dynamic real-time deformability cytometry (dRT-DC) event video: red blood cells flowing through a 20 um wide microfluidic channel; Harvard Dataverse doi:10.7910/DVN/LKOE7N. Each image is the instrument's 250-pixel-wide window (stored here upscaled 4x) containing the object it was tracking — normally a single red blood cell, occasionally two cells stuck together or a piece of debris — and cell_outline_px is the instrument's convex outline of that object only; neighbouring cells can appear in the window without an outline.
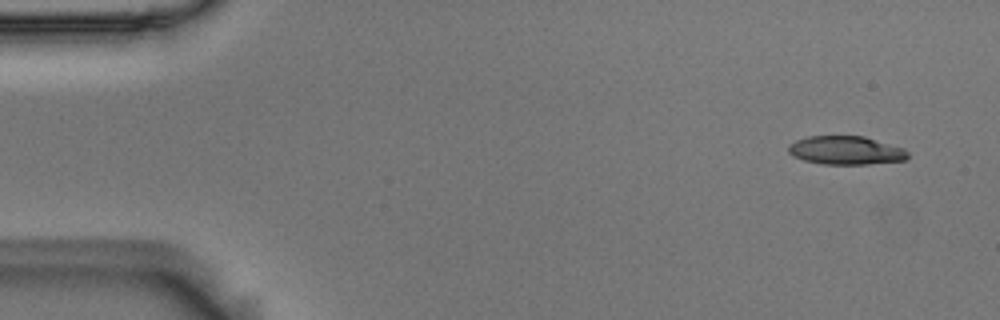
{"species": "Egyptian fruit bat (a non-hibernating species)", "species_latin": "Rousettus aegyptiacus", "temperature_condition": "room temperature", "stored_images_in_passage": 5, "segment_of_instrument_passage": [2, 2], "camera_frame_rate_fps": 3000, "um_per_image_px": 0.085, "animal": {"sex": "male"}, "frame": {"image": 1, "passage_image": 5, "time_ms": 1.333, "image_size_px": [1000, 320], "cell_outline_px": [[908, 160], [868, 164], [824, 164], [804, 160], [792, 156], [788, 152], [788, 144], [796, 140], [808, 136], [864, 136], [904, 148], [908, 152]], "centroid_in_image_um": [71.9, 12.78], "position_along_channel_um": 13.1, "area_um2": 19.94}}